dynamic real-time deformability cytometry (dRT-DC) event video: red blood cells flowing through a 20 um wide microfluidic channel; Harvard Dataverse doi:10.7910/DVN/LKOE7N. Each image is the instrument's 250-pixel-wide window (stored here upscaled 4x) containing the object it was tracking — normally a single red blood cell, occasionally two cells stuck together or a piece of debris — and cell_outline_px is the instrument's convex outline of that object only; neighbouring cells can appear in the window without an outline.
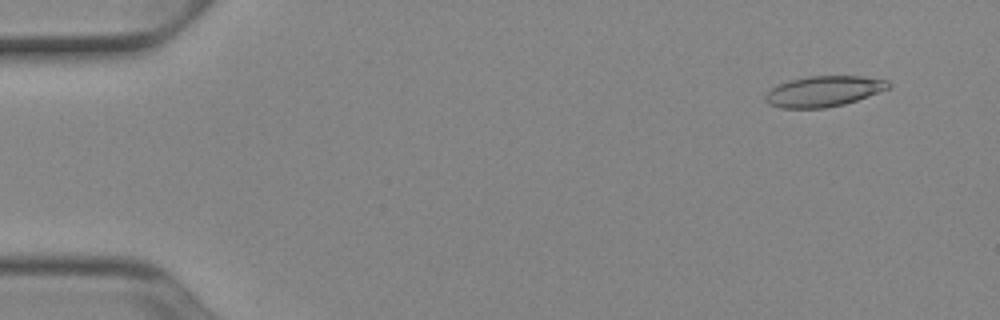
{"species": "Egyptian fruit bat (a non-hibernating species)", "species_latin": "Rousettus aegyptiacus", "temperature_condition": "cold", "stored_images_in_passage": 49, "camera_frame_rate_fps": 3000, "um_per_image_px": 0.085, "animal": {"sex": "female"}, "frame": {"image": 1, "passage_image": 1, "time_ms": 0.0, "image_size_px": [1000, 320], "cell_outline_px": [[892, 88], [844, 104], [824, 108], [780, 108], [768, 104], [764, 100], [764, 96], [772, 88], [788, 80], [808, 76], [860, 76], [888, 80], [892, 84]], "centroid_in_image_um": [70.03, 7.76], "position_along_channel_um": 15.0, "area_um2": 22.08}}
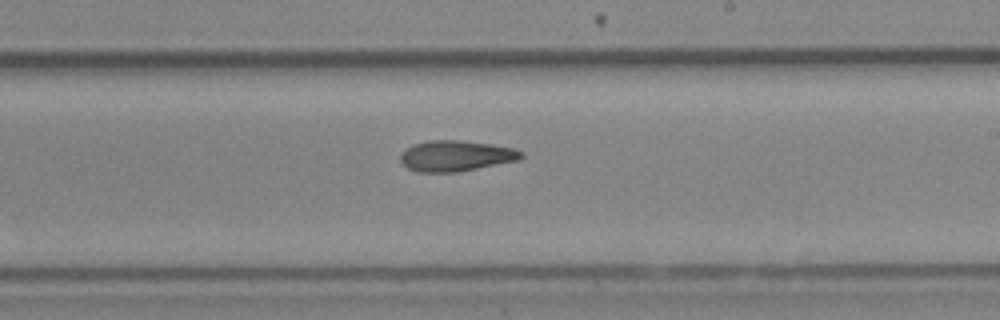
{"frame": {"image": 2, "passage_image": 28, "time_ms": 9.0, "image_size_px": [1000, 320], "cell_outline_px": [[524, 156], [520, 160], [460, 172], [416, 172], [408, 168], [400, 160], [400, 152], [404, 148], [412, 144], [428, 140], [460, 140], [488, 144], [512, 148], [524, 152]], "centroid_in_image_um": [38.73, 13.25], "position_along_channel_um": 250.3, "area_um2": 21.91}}
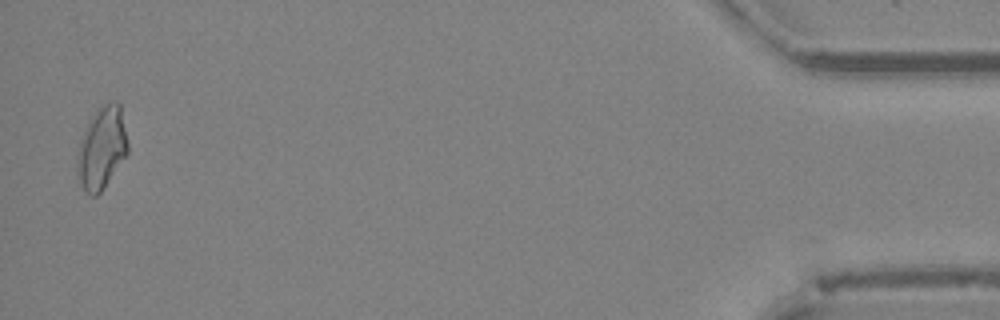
{"frame": {"image": 3, "passage_image": 48, "time_ms": 15.667, "image_size_px": [1000, 320], "cell_outline_px": [[128, 152], [104, 188], [96, 196], [88, 196], [80, 180], [76, 164], [76, 160], [80, 140], [88, 120], [96, 108], [112, 100], [116, 100], [120, 104], [128, 144]], "centroid_in_image_um": [8.65, 12.54], "position_along_channel_um": 426.6, "area_um2": 24.28}, "authors_computed_cell_mechanics": {"area_um2": 21.7328, "velocity_mm_per_s": 3.9098, "shape_relaxation_time_tau1_ms": null, "shape_relaxation_time_tau2_ms": 9.7392, "deformation_change_tau1": null, "deformation_change_tau2": 0.2247}}